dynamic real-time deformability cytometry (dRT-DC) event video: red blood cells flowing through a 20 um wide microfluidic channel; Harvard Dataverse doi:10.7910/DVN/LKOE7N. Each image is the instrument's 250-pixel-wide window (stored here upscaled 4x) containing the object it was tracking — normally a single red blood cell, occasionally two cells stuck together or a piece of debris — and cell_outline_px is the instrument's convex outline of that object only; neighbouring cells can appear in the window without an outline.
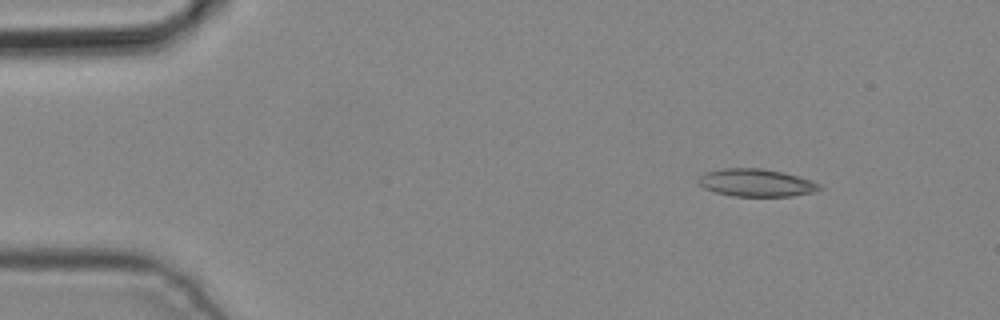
{"species": "common noctule bat (a hibernating species)", "species_latin": "Nyctalus noctula", "temperature_condition": "cold", "stored_images_in_passage": 3, "camera_frame_rate_fps": 3000, "um_per_image_px": 0.085, "animal": {"sex": "male", "body_mass_g": 19.2, "forearm_length_mm": 51.8}, "frame": {"image": 1, "passage_image": 1, "time_ms": 0.0, "image_size_px": [1000, 320], "cell_outline_px": [[824, 188], [816, 192], [792, 196], [732, 196], [716, 192], [704, 188], [696, 180], [704, 172], [724, 168], [760, 168], [784, 172], [812, 180], [820, 184]], "centroid_in_image_um": [64.31, 15.53], "position_along_channel_um": 20.7, "area_um2": 19.71}}